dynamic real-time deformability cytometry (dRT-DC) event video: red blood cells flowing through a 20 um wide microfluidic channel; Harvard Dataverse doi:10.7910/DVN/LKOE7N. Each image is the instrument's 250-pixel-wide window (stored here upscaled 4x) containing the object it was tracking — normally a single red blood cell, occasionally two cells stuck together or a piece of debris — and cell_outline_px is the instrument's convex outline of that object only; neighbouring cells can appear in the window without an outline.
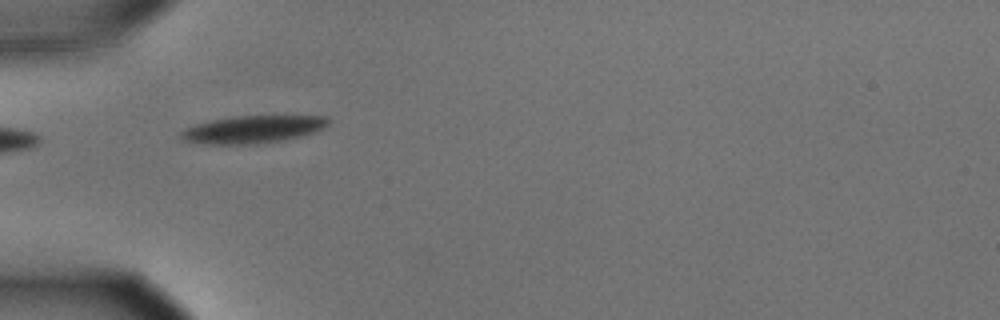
{"species": "common noctule bat (a hibernating species)", "species_latin": "Nyctalus noctula", "temperature_condition": "cold", "stored_images_in_passage": 5, "camera_frame_rate_fps": 3000, "um_per_image_px": 0.085, "animal": {"sex": "male", "body_mass_g": 15.6}, "frame": {"image": 1, "passage_image": 1, "time_ms": 0.0, "image_size_px": [1000, 320], "cell_outline_px": [[328, 124], [312, 132], [300, 136], [280, 140], [256, 144], [208, 144], [184, 140], [180, 136], [180, 132], [184, 128], [196, 124], [212, 120], [240, 116], [328, 116]], "centroid_in_image_um": [21.44, 10.99], "position_along_channel_um": 63.6, "area_um2": 23.12}}